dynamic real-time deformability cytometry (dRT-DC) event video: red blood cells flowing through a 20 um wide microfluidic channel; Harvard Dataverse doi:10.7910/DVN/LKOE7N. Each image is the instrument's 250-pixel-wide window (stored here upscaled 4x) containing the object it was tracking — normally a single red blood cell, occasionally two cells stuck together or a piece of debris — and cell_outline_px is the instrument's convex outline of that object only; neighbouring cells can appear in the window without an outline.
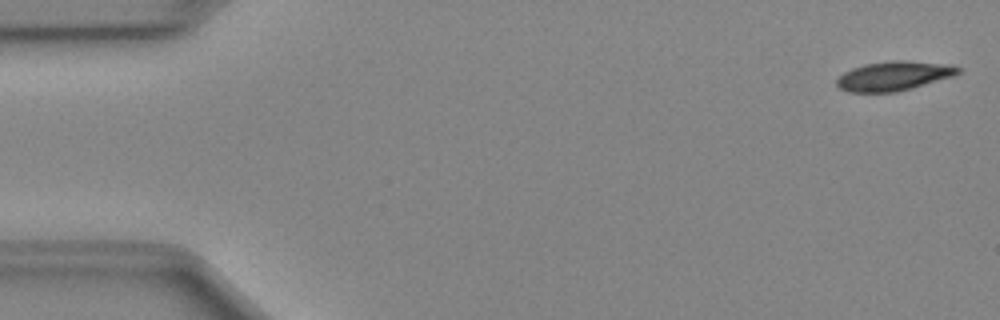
{"species": "Egyptian fruit bat (a non-hibernating species)", "species_latin": "Rousettus aegyptiacus", "temperature_condition": "cold", "stored_images_in_passage": 49, "camera_frame_rate_fps": 3000, "um_per_image_px": 0.085, "animal": {"sex": "female"}, "frame": {"image": 1, "passage_image": 1, "time_ms": 0.0, "image_size_px": [1000, 320], "cell_outline_px": [[960, 72], [952, 76], [912, 88], [896, 92], [848, 92], [840, 88], [836, 84], [836, 80], [844, 72], [852, 68], [864, 64], [892, 60], [904, 60], [952, 64], [960, 68]], "centroid_in_image_um": [75.97, 6.44], "position_along_channel_um": 9.0, "area_um2": 20.75}}
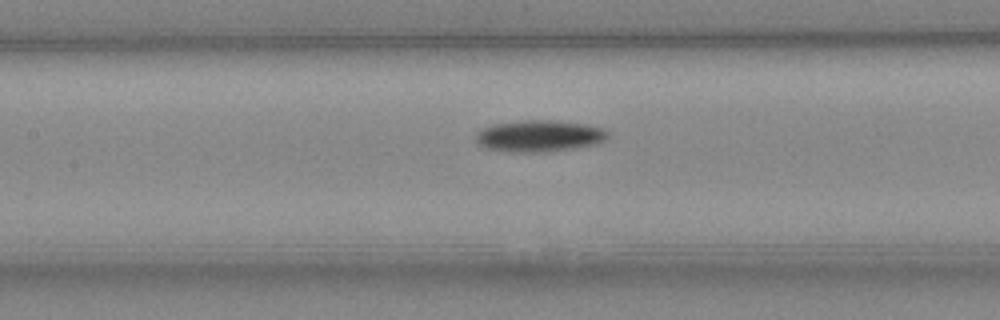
{"frame": {"image": 2, "passage_image": 22, "time_ms": 7.0, "image_size_px": [1000, 320], "cell_outline_px": [[608, 136], [604, 140], [596, 144], [576, 148], [544, 152], [508, 152], [484, 148], [476, 144], [476, 136], [484, 128], [492, 124], [520, 120], [556, 120], [584, 124], [604, 128], [608, 132]], "centroid_in_image_um": [45.83, 11.56], "position_along_channel_um": 161.6, "area_um2": 24.51}}
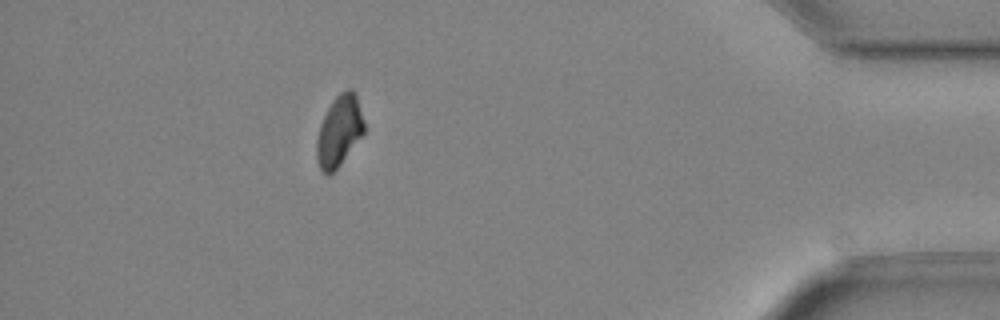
{"frame": {"image": 3, "passage_image": 44, "time_ms": 14.333, "image_size_px": [1000, 320], "cell_outline_px": [[364, 132], [340, 164], [328, 176], [320, 172], [316, 160], [316, 140], [320, 124], [332, 100], [340, 92], [348, 88], [352, 88], [356, 96], [364, 120]], "centroid_in_image_um": [28.8, 11.15], "position_along_channel_um": 406.4, "area_um2": 19.54}, "authors_computed_cell_mechanics": {"area_um2": 21.5016, "velocity_mm_per_s": 4.0312, "shape_relaxation_time_tau1_ms": 2.8064, "shape_relaxation_time_tau2_ms": null, "deformation_change_tau1": 0.0859, "deformation_change_tau2": null}}